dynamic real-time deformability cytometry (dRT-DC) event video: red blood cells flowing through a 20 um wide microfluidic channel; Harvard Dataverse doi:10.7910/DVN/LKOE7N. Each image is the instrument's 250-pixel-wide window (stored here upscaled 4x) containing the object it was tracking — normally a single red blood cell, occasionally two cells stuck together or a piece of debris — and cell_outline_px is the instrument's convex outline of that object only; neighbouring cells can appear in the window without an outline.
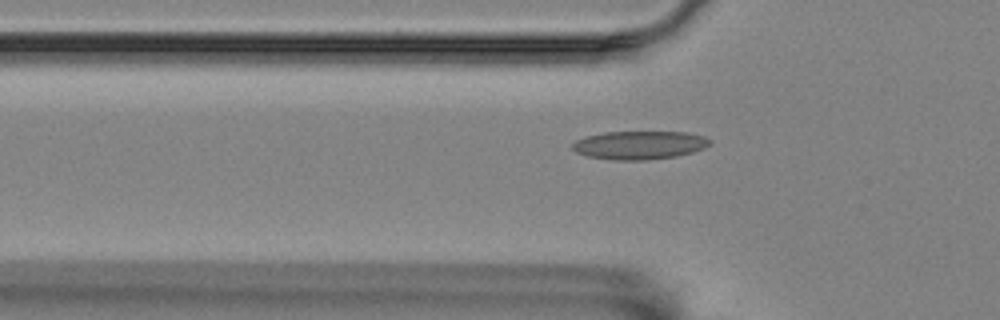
{"species": "Egyptian fruit bat (a non-hibernating species)", "species_latin": "Rousettus aegyptiacus", "temperature_condition": "room temperature", "stored_images_in_passage": 41, "camera_frame_rate_fps": 3000, "um_per_image_px": 0.085, "animal": {"sex": "female"}, "frame": {"image": 1, "passage_image": 3, "time_ms": 0.667, "image_size_px": [1000, 320], "cell_outline_px": [[712, 144], [704, 148], [692, 152], [676, 156], [648, 160], [612, 160], [588, 156], [576, 152], [572, 148], [572, 144], [576, 140], [584, 136], [604, 132], [688, 132], [704, 136], [712, 140]], "centroid_in_image_um": [54.37, 12.33], "position_along_channel_um": 71.4, "area_um2": 22.89}}
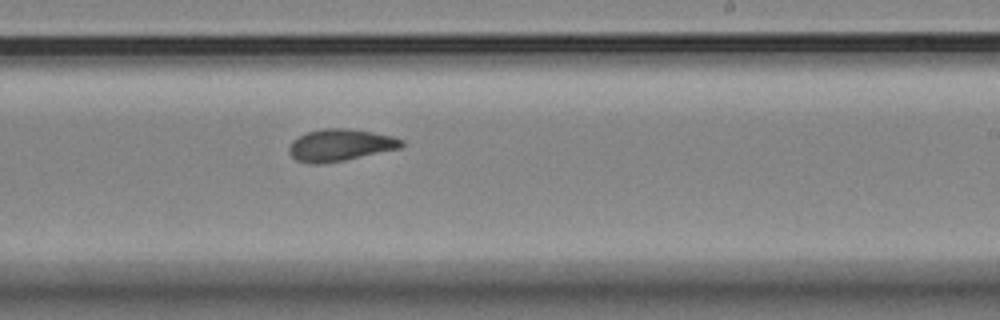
{"frame": {"image": 2, "passage_image": 19, "time_ms": 6.0, "image_size_px": [1000, 320], "cell_outline_px": [[404, 144], [400, 148], [344, 160], [320, 164], [308, 164], [296, 160], [288, 152], [288, 148], [292, 140], [308, 132], [324, 128], [348, 128], [372, 132], [392, 136], [404, 140]], "centroid_in_image_um": [28.89, 12.33], "position_along_channel_um": 260.1, "area_um2": 20.92}}
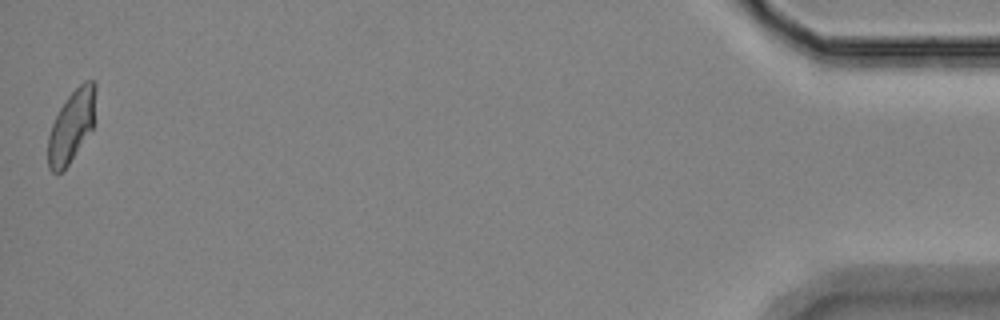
{"frame": {"image": 3, "passage_image": 41, "time_ms": 13.333, "image_size_px": [1000, 320], "cell_outline_px": [[96, 92], [92, 128], [64, 172], [52, 172], [48, 168], [48, 136], [52, 124], [60, 108], [68, 96], [84, 80], [92, 80], [96, 84]], "centroid_in_image_um": [6.07, 10.73], "position_along_channel_um": 429.1, "area_um2": 19.83}, "authors_computed_cell_mechanics": {"area_um2": 20.5768, "velocity_mm_per_s": 3.5219, "shape_relaxation_time_tau1_ms": 9.9399, "shape_relaxation_time_tau2_ms": 1.885, "deformation_change_tau1": 0.1973, "deformation_change_tau2": 0.0644}}